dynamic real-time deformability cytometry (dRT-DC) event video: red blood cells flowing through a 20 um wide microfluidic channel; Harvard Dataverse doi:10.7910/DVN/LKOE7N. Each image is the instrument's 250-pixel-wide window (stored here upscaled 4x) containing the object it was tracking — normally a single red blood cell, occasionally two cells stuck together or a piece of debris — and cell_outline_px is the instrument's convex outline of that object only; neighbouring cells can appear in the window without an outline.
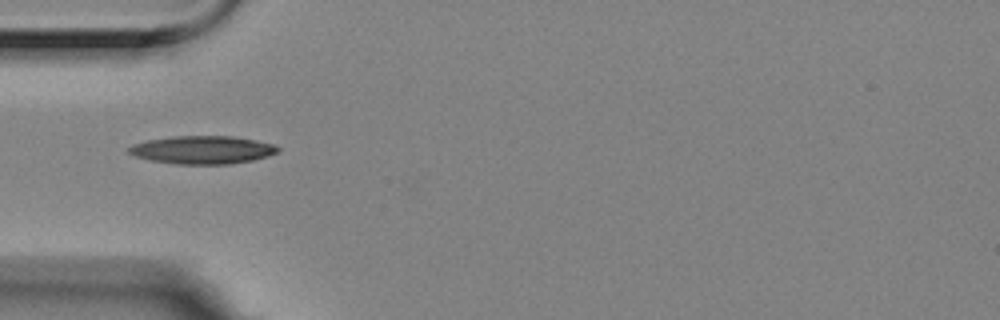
{"species": "Egyptian fruit bat (a non-hibernating species)", "species_latin": "Rousettus aegyptiacus", "temperature_condition": "room temperature", "stored_images_in_passage": 14, "camera_frame_rate_fps": 3000, "um_per_image_px": 0.085, "animal": {"sex": "female"}, "frame": {"image": 1, "passage_image": 1, "time_ms": 0.0, "image_size_px": [1000, 320], "cell_outline_px": [[280, 152], [268, 156], [252, 160], [228, 164], [176, 164], [152, 160], [136, 156], [128, 152], [124, 148], [132, 144], [148, 140], [172, 136], [232, 136], [256, 140], [276, 144], [280, 148]], "centroid_in_image_um": [17.23, 12.73], "position_along_channel_um": 67.8, "area_um2": 24.51}}
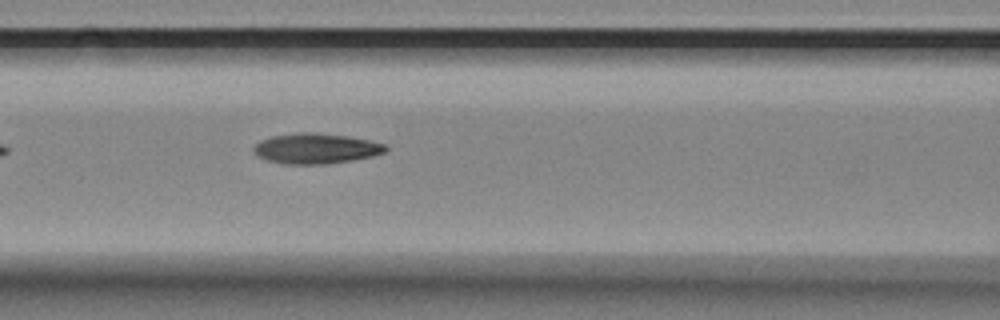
{"frame": {"image": 2, "passage_image": 7, "time_ms": 2.0, "image_size_px": [1000, 320], "cell_outline_px": [[388, 152], [372, 156], [352, 160], [328, 164], [284, 164], [268, 160], [256, 156], [252, 152], [252, 148], [260, 140], [272, 136], [296, 132], [312, 132], [348, 136], [372, 140], [384, 144], [388, 148]], "centroid_in_image_um": [26.85, 12.62], "position_along_channel_um": 139.7, "area_um2": 23.64}}
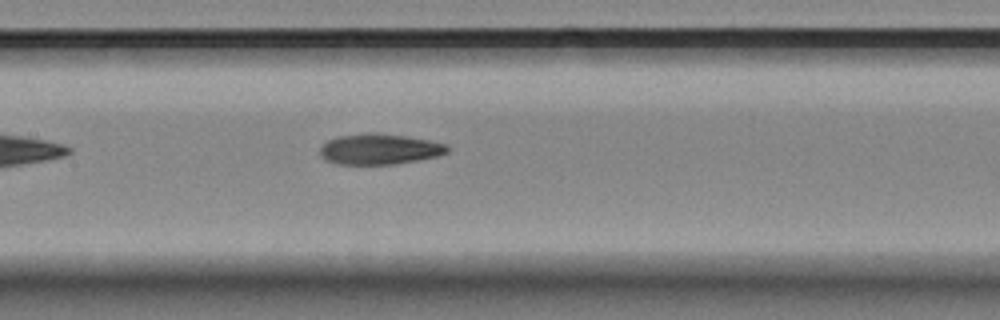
{"frame": {"image": 3, "passage_image": 10, "time_ms": 3.0, "image_size_px": [1000, 320], "cell_outline_px": [[448, 152], [436, 156], [396, 164], [336, 164], [324, 160], [320, 156], [320, 148], [328, 140], [336, 136], [368, 132], [376, 132], [404, 136], [428, 140], [448, 144]], "centroid_in_image_um": [32.21, 12.67], "position_along_channel_um": 175.2, "area_um2": 22.83}}